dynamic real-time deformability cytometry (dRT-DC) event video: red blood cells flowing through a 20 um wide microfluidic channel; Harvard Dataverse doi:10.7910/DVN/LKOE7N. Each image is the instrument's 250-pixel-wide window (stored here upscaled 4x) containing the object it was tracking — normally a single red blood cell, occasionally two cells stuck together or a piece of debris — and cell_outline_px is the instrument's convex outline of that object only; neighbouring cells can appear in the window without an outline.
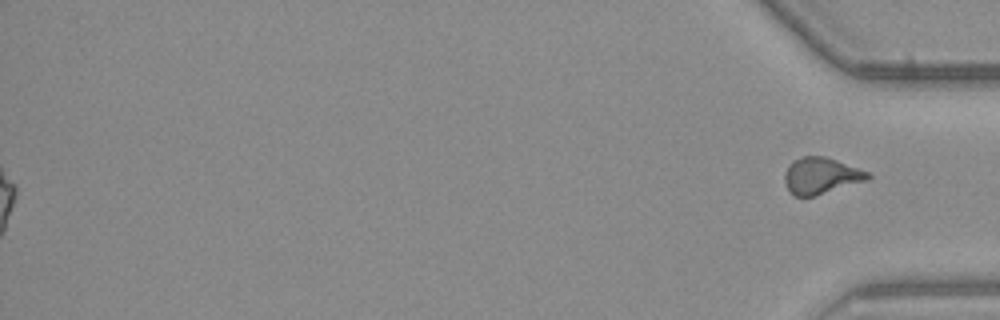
{"species": "common noctule bat (a hibernating species)", "species_latin": "Nyctalus noctula", "temperature_condition": "warm", "stored_images_in_passage": 55, "segment_of_instrument_passage": [2, 2], "camera_frame_rate_fps": 3000, "um_per_image_px": 0.085, "animal": {"sex": "male", "body_mass_g": 23.1, "forearm_length_mm": 52.7}, "frame": {"image": 1, "passage_image": 55, "time_ms": 18.0, "image_size_px": [1000, 320], "cell_outline_px": [[872, 176], [868, 180], [812, 196], [792, 196], [788, 192], [784, 184], [784, 172], [788, 164], [792, 160], [804, 156], [824, 156], [836, 160], [868, 172]], "centroid_in_image_um": [69.72, 14.94], "position_along_channel_um": 365.5, "area_um2": 17.69}}